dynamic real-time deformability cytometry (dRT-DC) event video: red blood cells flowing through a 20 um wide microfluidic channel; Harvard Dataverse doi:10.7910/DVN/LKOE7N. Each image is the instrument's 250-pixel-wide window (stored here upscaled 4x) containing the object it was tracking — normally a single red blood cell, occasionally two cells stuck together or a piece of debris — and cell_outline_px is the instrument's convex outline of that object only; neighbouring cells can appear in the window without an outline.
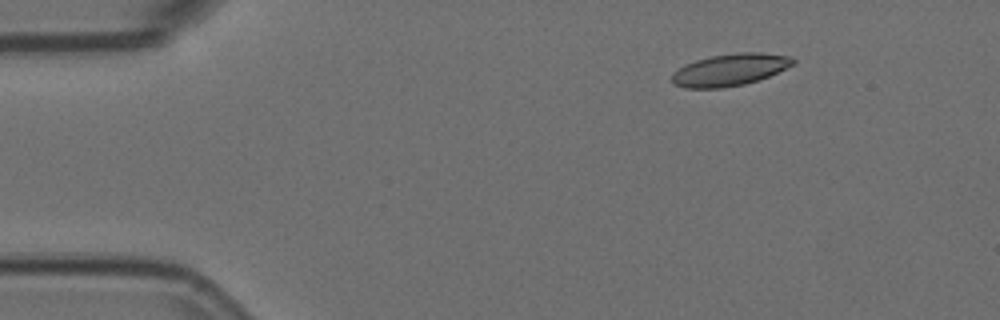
{"species": "Egyptian fruit bat (a non-hibernating species)", "species_latin": "Rousettus aegyptiacus", "temperature_condition": "room temperature", "stored_images_in_passage": 53, "camera_frame_rate_fps": 3000, "um_per_image_px": 0.085, "animal": {"sex": "female"}, "frame": {"image": 1, "passage_image": 8, "time_ms": 2.333, "image_size_px": [1000, 320], "cell_outline_px": [[796, 60], [792, 64], [768, 76], [744, 84], [720, 88], [684, 88], [676, 84], [672, 80], [672, 72], [684, 64], [696, 60], [712, 56], [736, 52], [760, 52], [792, 56]], "centroid_in_image_um": [62.01, 5.92], "position_along_channel_um": 23.0, "area_um2": 22.43}}
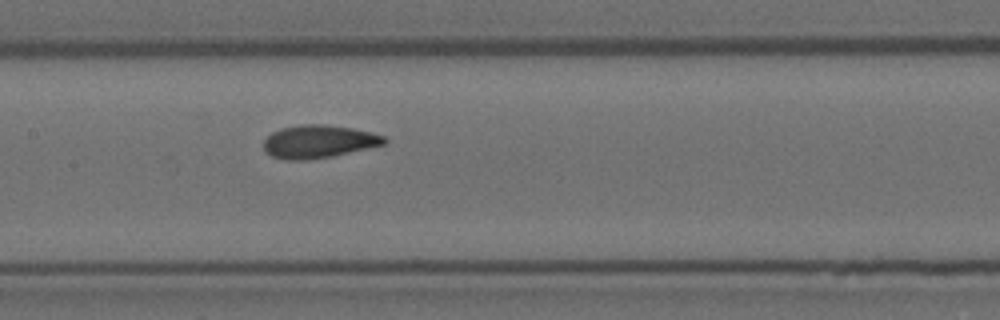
{"frame": {"image": 2, "passage_image": 27, "time_ms": 8.667, "image_size_px": [1000, 320], "cell_outline_px": [[388, 140], [384, 144], [332, 156], [308, 160], [288, 160], [272, 156], [264, 152], [264, 140], [272, 132], [280, 128], [304, 124], [324, 124], [352, 128], [372, 132], [384, 136]], "centroid_in_image_um": [27.06, 12.03], "position_along_channel_um": 180.3, "area_um2": 23.12}}
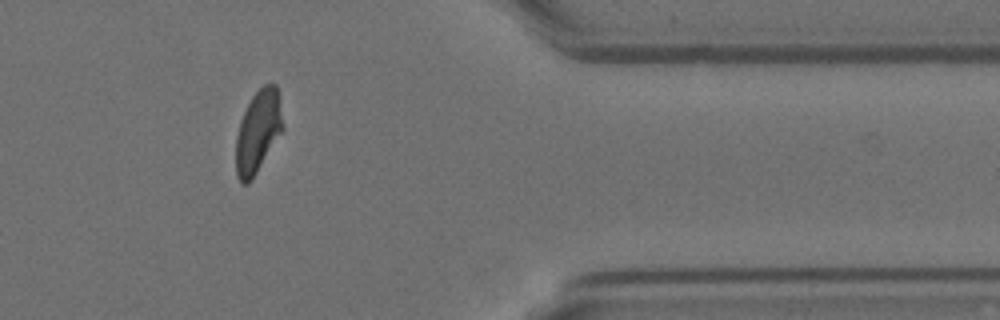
{"frame": {"image": 3, "passage_image": 46, "time_ms": 15.0, "image_size_px": [1000, 320], "cell_outline_px": [[284, 128], [256, 172], [248, 184], [244, 184], [236, 176], [236, 136], [240, 120], [252, 96], [264, 84], [276, 84], [284, 124]], "centroid_in_image_um": [21.93, 11.16], "position_along_channel_um": 389.5, "area_um2": 22.2}, "authors_computed_cell_mechanics": {"area_um2": 22.7154, "velocity_mm_per_s": 3.6611, "shape_relaxation_time_tau1_ms": 4.6156, "shape_relaxation_time_tau2_ms": 1.3415, "deformation_change_tau1": 0.1509, "deformation_change_tau2": 0.0654}}